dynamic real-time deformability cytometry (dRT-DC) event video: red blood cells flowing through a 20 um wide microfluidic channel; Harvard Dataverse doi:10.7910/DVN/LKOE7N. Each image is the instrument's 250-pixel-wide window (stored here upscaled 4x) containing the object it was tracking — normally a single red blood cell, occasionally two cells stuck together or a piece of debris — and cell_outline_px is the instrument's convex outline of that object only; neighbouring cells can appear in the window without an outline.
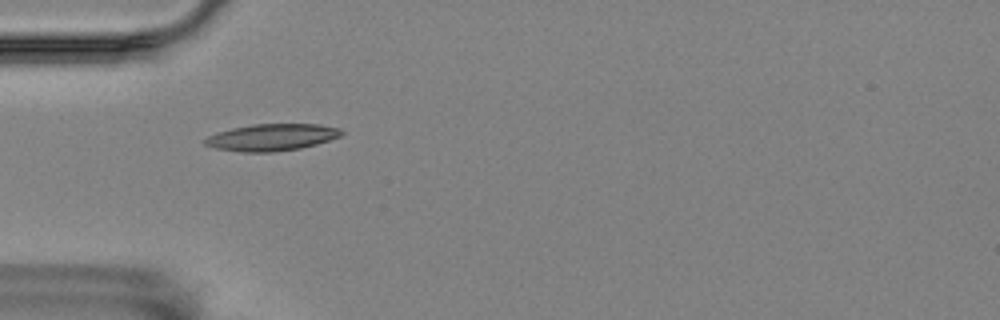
{"species": "Egyptian fruit bat (a non-hibernating species)", "species_latin": "Rousettus aegyptiacus", "temperature_condition": "room temperature", "stored_images_in_passage": 6, "camera_frame_rate_fps": 3000, "um_per_image_px": 0.085, "animal": {"sex": "female"}, "frame": {"image": 1, "passage_image": 1, "time_ms": 0.0, "image_size_px": [1000, 320], "cell_outline_px": [[344, 132], [340, 136], [316, 144], [300, 148], [272, 152], [244, 152], [216, 148], [204, 144], [204, 140], [208, 136], [232, 128], [252, 124], [320, 124], [340, 128]], "centroid_in_image_um": [23.12, 11.66], "position_along_channel_um": 61.9, "area_um2": 21.15}}
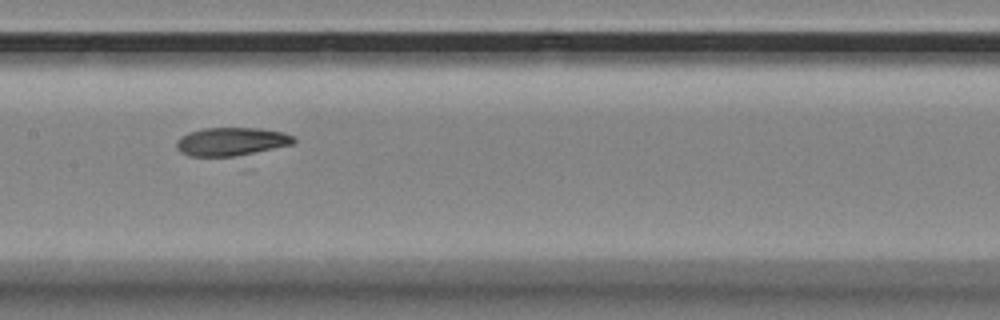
{"frame": {"image": 2, "passage_image": 4, "time_ms": 1.0, "image_size_px": [1000, 320], "cell_outline_px": [[296, 140], [292, 144], [236, 156], [188, 156], [180, 152], [176, 148], [176, 140], [180, 136], [188, 132], [204, 128], [260, 128], [284, 132], [296, 136]], "centroid_in_image_um": [19.64, 12.02], "position_along_channel_um": 187.8, "area_um2": 19.42}}
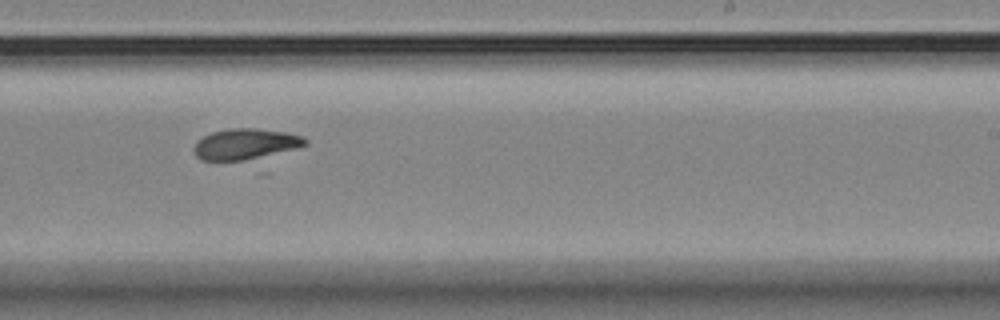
{"frame": {"image": 3, "passage_image": 6, "time_ms": 1.667, "image_size_px": [1000, 320], "cell_outline_px": [[308, 144], [244, 160], [200, 160], [196, 156], [192, 148], [196, 140], [212, 132], [228, 128], [256, 128], [284, 132], [304, 136], [308, 140]], "centroid_in_image_um": [20.78, 12.22], "position_along_channel_um": 268.2, "area_um2": 19.65}}